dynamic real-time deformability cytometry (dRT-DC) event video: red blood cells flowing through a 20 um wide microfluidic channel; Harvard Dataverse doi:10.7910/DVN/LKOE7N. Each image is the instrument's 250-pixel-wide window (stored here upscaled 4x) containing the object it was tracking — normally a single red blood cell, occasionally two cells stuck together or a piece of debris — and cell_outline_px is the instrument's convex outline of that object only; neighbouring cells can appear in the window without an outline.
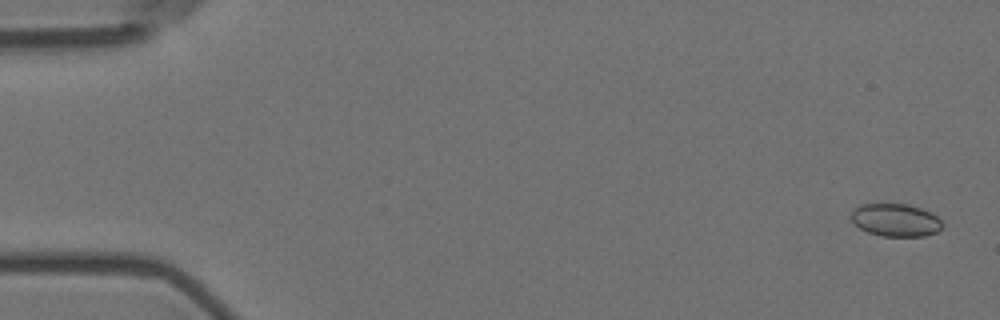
{"species": "Egyptian fruit bat (a non-hibernating species)", "species_latin": "Rousettus aegyptiacus", "temperature_condition": "room temperature", "stored_images_in_passage": 57, "camera_frame_rate_fps": 3000, "um_per_image_px": 0.085, "animal": {"sex": "female"}, "frame": {"image": 1, "passage_image": 2, "time_ms": 0.333, "image_size_px": [1000, 320], "cell_outline_px": [[944, 224], [936, 232], [924, 236], [880, 236], [868, 232], [860, 228], [852, 220], [852, 212], [860, 204], [908, 204], [932, 212]], "centroid_in_image_um": [76.15, 18.7], "position_along_channel_um": 8.9, "area_um2": 17.28}}
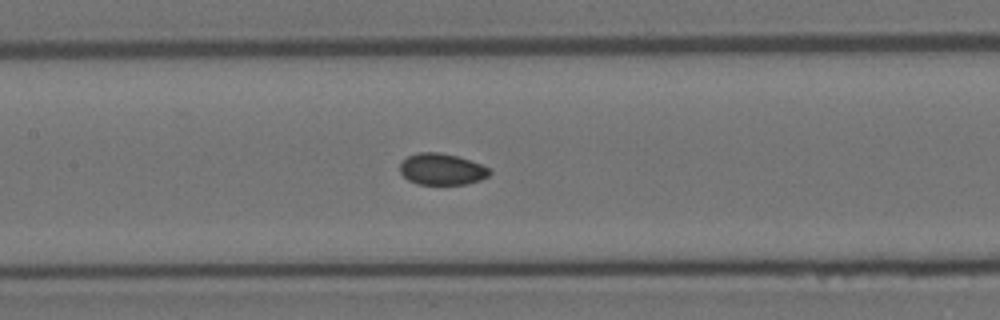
{"frame": {"image": 2, "passage_image": 27, "time_ms": 8.667, "image_size_px": [1000, 320], "cell_outline_px": [[492, 172], [488, 176], [480, 180], [464, 184], [420, 184], [408, 180], [400, 172], [400, 164], [408, 156], [416, 152], [440, 152], [456, 156], [480, 164], [488, 168]], "centroid_in_image_um": [37.54, 14.38], "position_along_channel_um": 169.9, "area_um2": 16.24}}
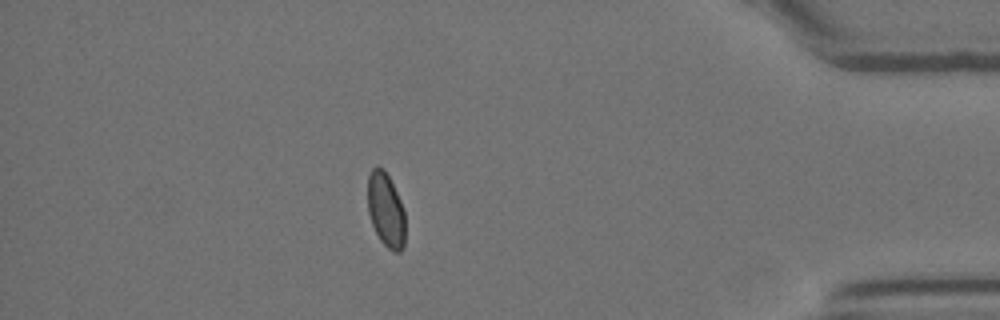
{"frame": {"image": 3, "passage_image": 50, "time_ms": 16.333, "image_size_px": [1000, 320], "cell_outline_px": [[404, 244], [400, 252], [396, 252], [388, 248], [380, 240], [372, 224], [368, 212], [368, 176], [372, 168], [376, 164], [384, 168], [400, 200], [404, 212]], "centroid_in_image_um": [32.78, 17.81], "position_along_channel_um": 402.4, "area_um2": 16.13}, "authors_computed_cell_mechanics": {"area_um2": 16.8776, "velocity_mm_per_s": 3.5911, "shape_relaxation_time_tau1_ms": 3.698, "shape_relaxation_time_tau2_ms": 2.4153, "deformation_change_tau1": 0.0551, "deformation_change_tau2": 0.0403}}